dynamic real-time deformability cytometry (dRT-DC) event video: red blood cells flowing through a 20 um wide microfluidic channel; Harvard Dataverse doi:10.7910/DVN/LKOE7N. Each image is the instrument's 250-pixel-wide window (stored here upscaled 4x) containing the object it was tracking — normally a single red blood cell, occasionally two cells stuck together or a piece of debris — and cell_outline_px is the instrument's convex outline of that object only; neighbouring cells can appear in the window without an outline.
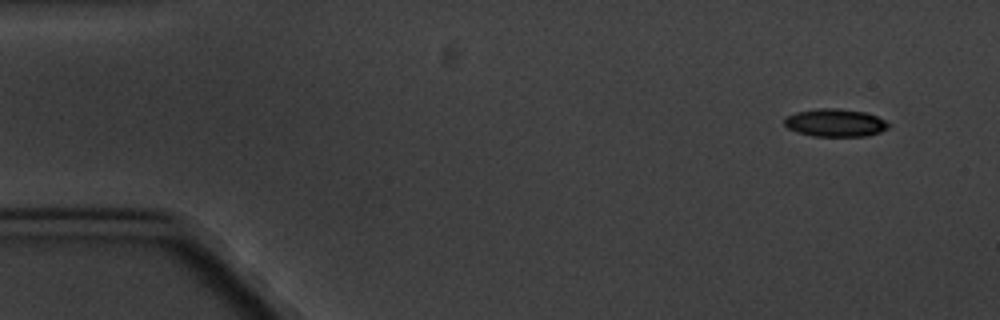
{"species": "common noctule bat (a hibernating species)", "species_latin": "Nyctalus noctula", "temperature_condition": "cold", "stored_images_in_passage": 4, "camera_frame_rate_fps": 3000, "um_per_image_px": 0.085, "animal": {"sex": "male", "body_mass_g": 20.1, "forearm_length_mm": 53.5}, "frame": {"image": 1, "passage_image": 1, "time_ms": 0.0, "image_size_px": [1000, 320], "cell_outline_px": [[888, 128], [880, 132], [864, 136], [812, 136], [796, 132], [788, 128], [784, 124], [784, 116], [796, 112], [816, 108], [840, 108], [864, 112], [876, 116], [884, 120], [888, 124]], "centroid_in_image_um": [70.94, 10.43], "position_along_channel_um": 14.1, "area_um2": 16.94}}